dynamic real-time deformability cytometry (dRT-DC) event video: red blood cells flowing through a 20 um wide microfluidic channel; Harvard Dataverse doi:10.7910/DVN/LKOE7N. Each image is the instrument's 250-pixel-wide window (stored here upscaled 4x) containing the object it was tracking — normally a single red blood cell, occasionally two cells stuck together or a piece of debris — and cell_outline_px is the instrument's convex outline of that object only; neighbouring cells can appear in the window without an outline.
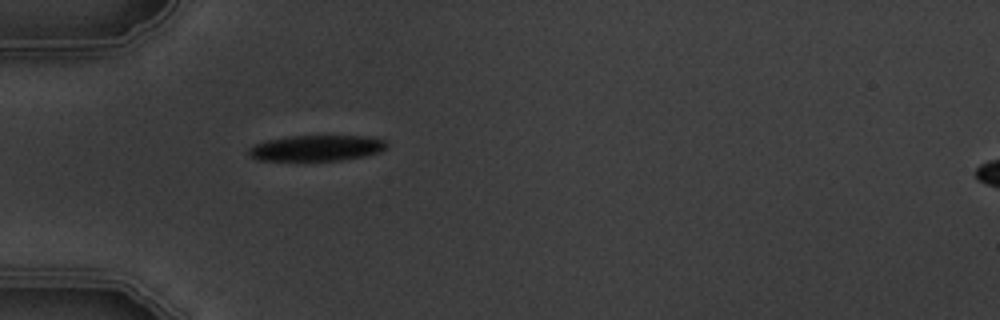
{"species": "common noctule bat (a hibernating species)", "species_latin": "Nyctalus noctula", "temperature_condition": "warm", "stored_images_in_passage": 2, "segment_of_instrument_passage": [1, 2], "camera_frame_rate_fps": 3000, "um_per_image_px": 0.085, "animal": {"sex": "male", "body_mass_g": 19.5, "forearm_length_mm": 54.6}, "frame": {"image": 1, "passage_image": 1, "time_ms": 0.0, "image_size_px": [1000, 320], "cell_outline_px": [[388, 144], [380, 152], [364, 156], [340, 160], [256, 160], [248, 156], [248, 148], [252, 144], [268, 140], [288, 136], [364, 136], [384, 140]], "centroid_in_image_um": [26.84, 12.58], "position_along_channel_um": 58.2, "area_um2": 20.69}}